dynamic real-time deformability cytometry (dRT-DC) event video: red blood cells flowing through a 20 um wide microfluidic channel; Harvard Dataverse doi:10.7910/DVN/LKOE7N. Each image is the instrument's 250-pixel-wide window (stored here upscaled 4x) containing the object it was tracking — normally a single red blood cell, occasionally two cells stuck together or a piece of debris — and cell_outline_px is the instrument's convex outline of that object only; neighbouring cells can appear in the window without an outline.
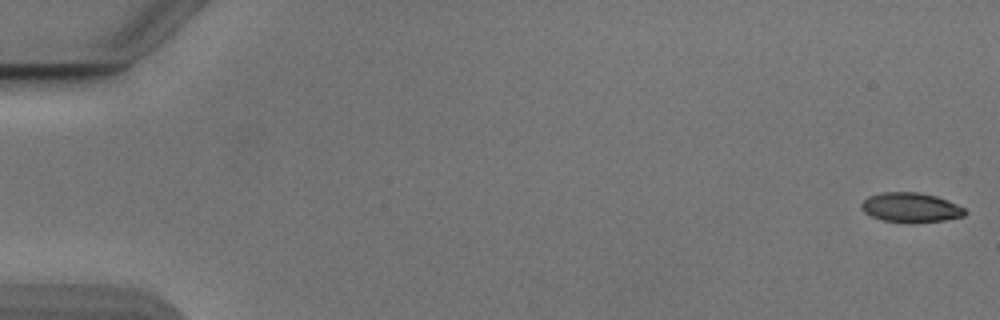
{"species": "Egyptian fruit bat (a non-hibernating species)", "species_latin": "Rousettus aegyptiacus", "temperature_condition": "cold", "stored_images_in_passage": 19, "camera_frame_rate_fps": 3000, "um_per_image_px": 0.085, "animal": {"sex": "male"}, "frame": {"image": 1, "passage_image": 1, "time_ms": 0.0, "image_size_px": [1000, 320], "cell_outline_px": [[968, 212], [964, 216], [944, 220], [908, 224], [884, 220], [872, 216], [864, 212], [860, 208], [860, 204], [868, 196], [880, 192], [920, 192], [936, 196], [956, 204], [964, 208]], "centroid_in_image_um": [77.4, 17.64], "position_along_channel_um": 7.6, "area_um2": 18.09}}
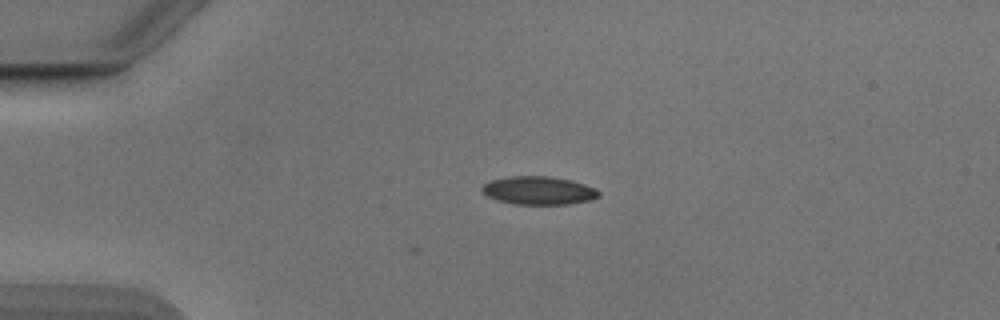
{"frame": {"image": 2, "passage_image": 13, "time_ms": 4.0, "image_size_px": [1000, 320], "cell_outline_px": [[600, 196], [588, 200], [568, 204], [516, 204], [500, 200], [488, 196], [480, 188], [488, 180], [508, 176], [552, 176], [572, 180], [596, 188], [600, 192]], "centroid_in_image_um": [45.79, 16.17], "position_along_channel_um": 39.2, "area_um2": 19.19}}
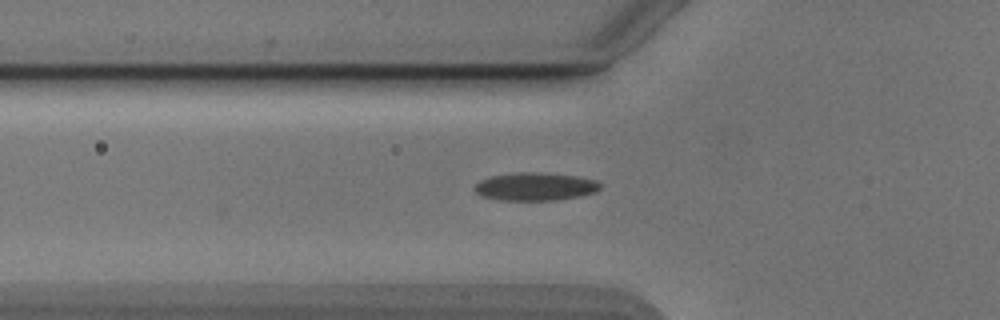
{"frame": {"image": 3, "passage_image": 19, "time_ms": 6.0, "image_size_px": [1000, 320], "cell_outline_px": [[600, 188], [596, 192], [580, 196], [556, 200], [500, 200], [480, 196], [472, 188], [480, 180], [492, 176], [520, 172], [536, 172], [576, 176], [596, 180], [600, 184]], "centroid_in_image_um": [45.48, 15.86], "position_along_channel_um": 80.3, "area_um2": 20.46}}